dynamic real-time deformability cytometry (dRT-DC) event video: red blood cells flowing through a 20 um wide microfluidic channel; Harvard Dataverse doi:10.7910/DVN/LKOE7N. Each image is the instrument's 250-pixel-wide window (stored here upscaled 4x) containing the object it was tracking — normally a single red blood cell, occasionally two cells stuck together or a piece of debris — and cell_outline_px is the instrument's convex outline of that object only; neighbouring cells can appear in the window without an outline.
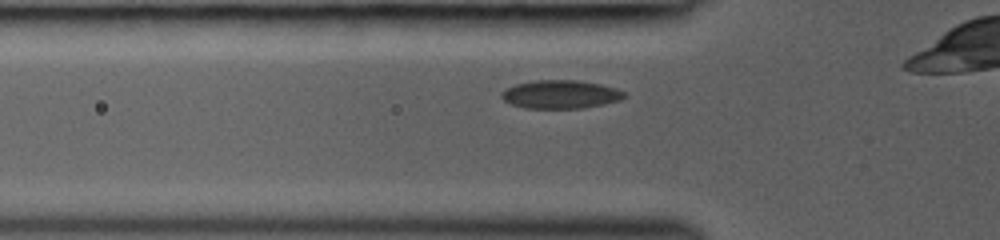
{"species": "common noctule bat (a hibernating species)", "species_latin": "Nyctalus noctula", "temperature_condition": "room temperature", "stored_images_in_passage": 5, "camera_frame_rate_fps": 3000, "um_per_image_px": 0.085, "animal": {"sex": "female", "body_mass_g": 19.0, "forearm_length_mm": 53.3}, "frame": {"image": 1, "passage_image": 2, "time_ms": 0.333, "image_size_px": [1000, 240], "cell_outline_px": [[628, 96], [620, 100], [604, 104], [584, 108], [524, 108], [512, 104], [504, 100], [500, 96], [500, 92], [516, 84], [536, 80], [576, 80], [600, 84], [616, 88], [624, 92]], "centroid_in_image_um": [47.66, 8.02], "position_along_channel_um": 78.1, "area_um2": 20.29}}
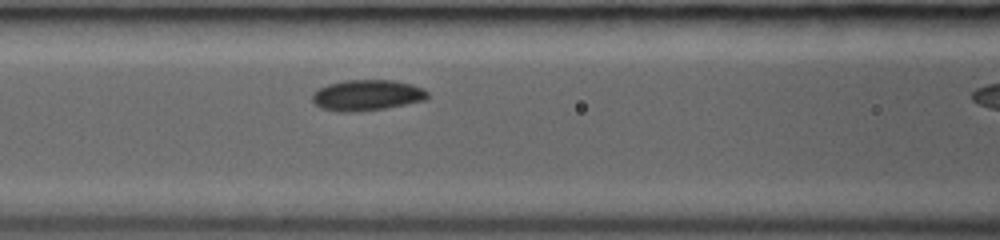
{"frame": {"image": 2, "passage_image": 5, "time_ms": 1.667, "image_size_px": [1000, 240], "cell_outline_px": [[428, 100], [384, 108], [356, 112], [340, 112], [320, 108], [312, 100], [312, 92], [328, 84], [344, 80], [392, 80], [412, 84], [424, 88], [428, 92]], "centroid_in_image_um": [31.2, 8.09], "position_along_channel_um": 135.4, "area_um2": 20.87}}